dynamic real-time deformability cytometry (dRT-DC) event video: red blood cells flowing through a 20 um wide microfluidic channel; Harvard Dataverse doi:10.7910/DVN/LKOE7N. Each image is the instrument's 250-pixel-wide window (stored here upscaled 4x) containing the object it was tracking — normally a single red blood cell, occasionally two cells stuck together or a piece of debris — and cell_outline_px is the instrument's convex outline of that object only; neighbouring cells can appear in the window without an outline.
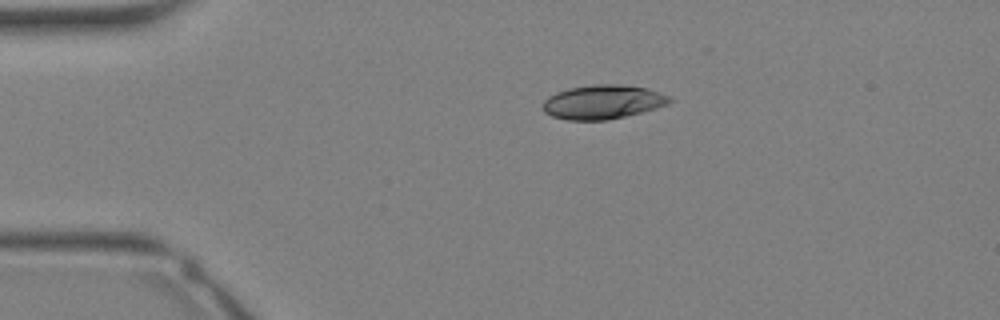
{"species": "Egyptian fruit bat (a non-hibernating species)", "species_latin": "Rousettus aegyptiacus", "temperature_condition": "warm", "stored_images_in_passage": 27, "camera_frame_rate_fps": 3000, "um_per_image_px": 0.085, "animal": {"sex": "female"}, "frame": {"image": 1, "passage_image": 1, "time_ms": 0.0, "image_size_px": [1000, 320], "cell_outline_px": [[672, 100], [668, 104], [656, 108], [608, 120], [568, 120], [552, 116], [544, 112], [544, 100], [548, 96], [556, 92], [568, 88], [592, 84], [624, 84], [648, 88], [672, 96]], "centroid_in_image_um": [51.26, 8.65], "position_along_channel_um": 33.7, "area_um2": 25.32}}
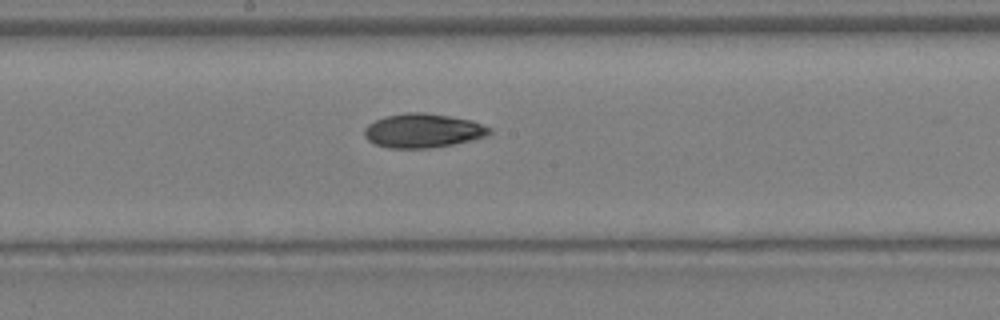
{"frame": {"image": 2, "passage_image": 12, "time_ms": 3.667, "image_size_px": [1000, 320], "cell_outline_px": [[492, 132], [488, 136], [472, 140], [452, 144], [428, 148], [388, 148], [376, 144], [368, 140], [364, 136], [364, 128], [368, 124], [384, 116], [404, 112], [424, 112], [472, 120], [492, 128]], "centroid_in_image_um": [35.95, 11.1], "position_along_channel_um": 212.2, "area_um2": 24.97}}
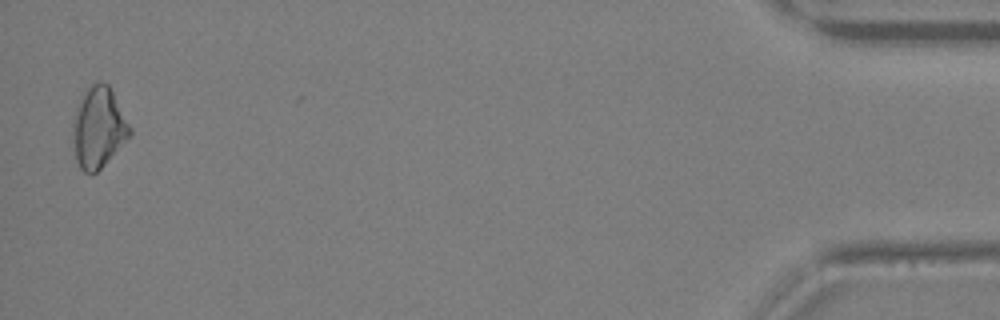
{"frame": {"image": 3, "passage_image": 27, "time_ms": 8.667, "image_size_px": [1000, 320], "cell_outline_px": [[132, 136], [92, 176], [84, 172], [80, 168], [76, 160], [72, 132], [72, 120], [76, 108], [84, 92], [92, 84], [100, 80], [108, 84], [132, 128]], "centroid_in_image_um": [8.38, 10.86], "position_along_channel_um": 426.8, "area_um2": 26.99}}